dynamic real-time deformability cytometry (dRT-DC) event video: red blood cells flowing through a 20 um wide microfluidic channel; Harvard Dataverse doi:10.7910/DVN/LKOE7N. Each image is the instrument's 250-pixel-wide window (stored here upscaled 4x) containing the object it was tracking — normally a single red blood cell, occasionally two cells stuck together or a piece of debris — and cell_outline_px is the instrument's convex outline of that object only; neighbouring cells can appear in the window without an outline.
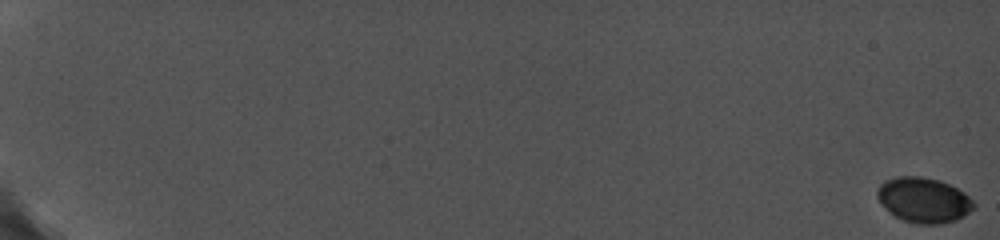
{"species": "common noctule bat (a hibernating species)", "species_latin": "Nyctalus noctula", "temperature_condition": "cold", "stored_images_in_passage": 27, "camera_frame_rate_fps": 5000, "um_per_image_px": 0.085, "animal": {"sex": "female", "body_mass_g": 19.0, "forearm_length_mm": 56.7}, "frame": {"image": 1, "passage_image": 1, "time_ms": 0.0, "image_size_px": [1000, 240], "cell_outline_px": [[976, 208], [964, 216], [956, 220], [936, 224], [916, 224], [904, 220], [896, 216], [876, 196], [876, 192], [880, 184], [884, 180], [896, 176], [920, 176], [940, 180], [964, 192], [976, 204]], "centroid_in_image_um": [78.54, 16.99], "position_along_channel_um": 6.5, "area_um2": 25.26}}
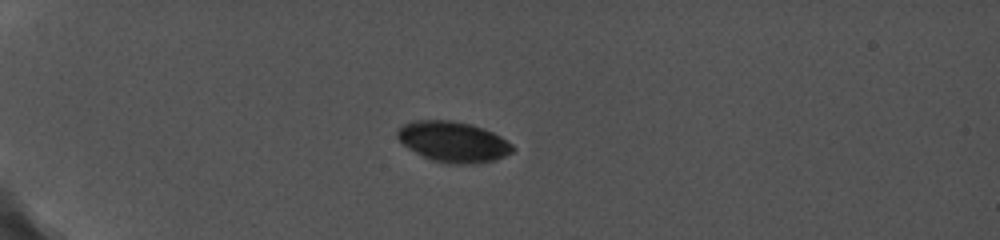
{"frame": {"image": 2, "passage_image": 19, "time_ms": 6.2, "image_size_px": [1000, 240], "cell_outline_px": [[516, 148], [512, 152], [504, 156], [492, 160], [472, 164], [448, 164], [424, 156], [408, 148], [396, 136], [396, 132], [404, 124], [412, 120], [452, 120], [472, 124], [484, 128], [500, 136], [512, 144]], "centroid_in_image_um": [38.54, 12.03], "position_along_channel_um": 46.5, "area_um2": 27.11}}